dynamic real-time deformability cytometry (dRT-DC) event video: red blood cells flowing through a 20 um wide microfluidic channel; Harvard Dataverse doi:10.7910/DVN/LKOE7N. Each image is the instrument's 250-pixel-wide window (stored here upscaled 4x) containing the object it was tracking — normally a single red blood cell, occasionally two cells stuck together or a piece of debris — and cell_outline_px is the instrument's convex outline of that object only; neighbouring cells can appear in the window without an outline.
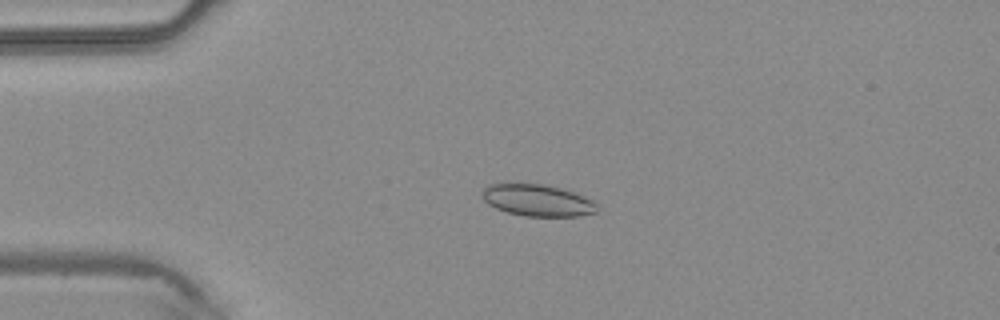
{"species": "common noctule bat (a hibernating species)", "species_latin": "Nyctalus noctula", "temperature_condition": "warm", "stored_images_in_passage": 45, "camera_frame_rate_fps": 3000, "um_per_image_px": 0.085, "animal": {"sex": "male", "body_mass_g": 20.4}, "frame": {"image": 1, "passage_image": 10, "time_ms": 3.0, "image_size_px": [1000, 320], "cell_outline_px": [[596, 212], [576, 216], [524, 216], [508, 212], [496, 208], [488, 204], [484, 200], [484, 188], [488, 184], [544, 184], [560, 188], [584, 196], [592, 200], [596, 204]], "centroid_in_image_um": [45.69, 17.03], "position_along_channel_um": 39.3, "area_um2": 20.87}}
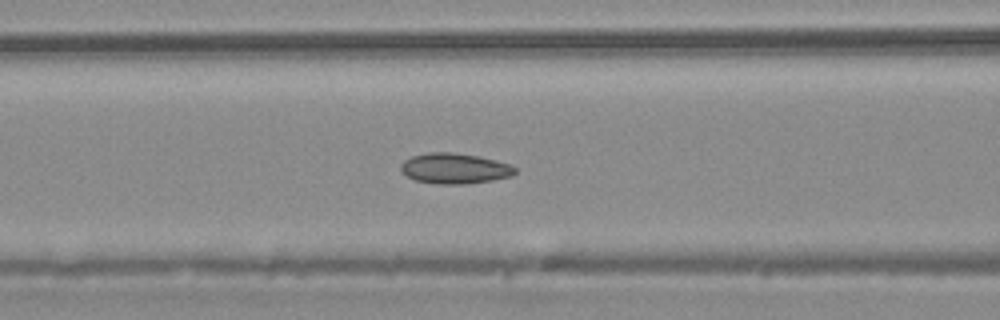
{"frame": {"image": 2, "passage_image": 18, "time_ms": 5.667, "image_size_px": [1000, 320], "cell_outline_px": [[516, 172], [512, 176], [492, 180], [464, 184], [436, 184], [416, 180], [408, 176], [400, 168], [400, 164], [404, 160], [412, 156], [428, 152], [452, 152], [480, 156], [512, 164], [516, 168]], "centroid_in_image_um": [38.68, 14.31], "position_along_channel_um": 127.9, "area_um2": 20.4}}
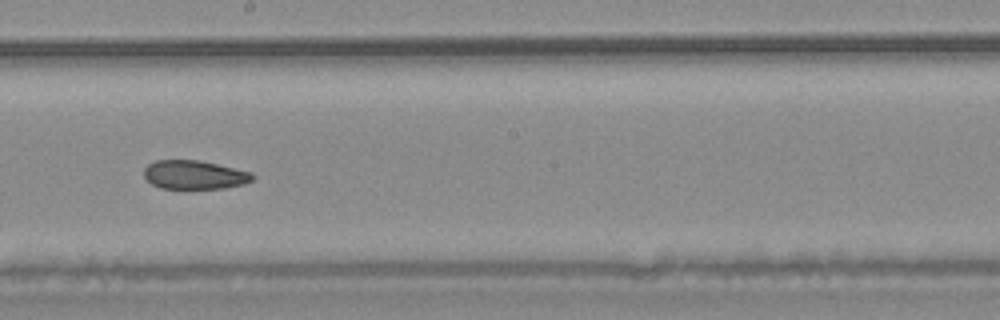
{"frame": {"image": 3, "passage_image": 25, "time_ms": 8.0, "image_size_px": [1000, 320], "cell_outline_px": [[256, 176], [252, 180], [244, 184], [224, 188], [160, 188], [152, 184], [144, 176], [144, 168], [148, 164], [156, 160], [196, 160], [216, 164], [252, 172]], "centroid_in_image_um": [16.53, 14.86], "position_along_channel_um": 231.7, "area_um2": 18.09}}